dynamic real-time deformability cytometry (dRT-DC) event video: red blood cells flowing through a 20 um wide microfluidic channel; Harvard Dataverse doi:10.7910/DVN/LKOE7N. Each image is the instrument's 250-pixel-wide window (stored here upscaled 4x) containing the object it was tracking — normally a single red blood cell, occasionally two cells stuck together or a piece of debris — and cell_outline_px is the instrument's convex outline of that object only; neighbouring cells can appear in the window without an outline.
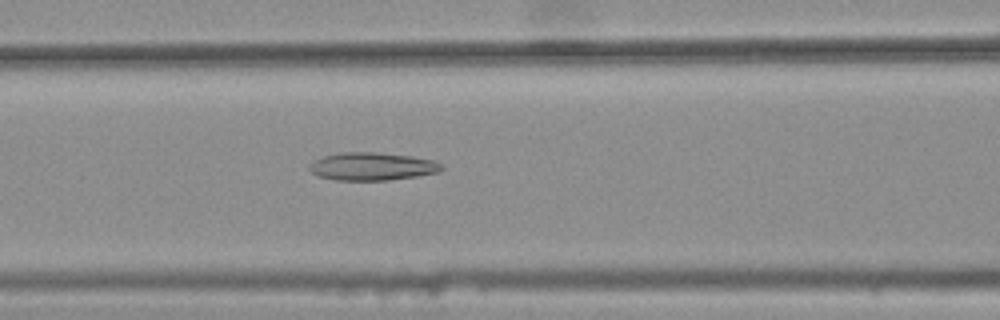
{"species": "common noctule bat (a hibernating species)", "species_latin": "Nyctalus noctula", "temperature_condition": "warm", "stored_images_in_passage": 38, "camera_frame_rate_fps": 3000, "um_per_image_px": 0.085, "animal": {"sex": "female", "body_mass_g": 25.1}, "frame": {"image": 1, "passage_image": 14, "time_ms": 4.333, "image_size_px": [1000, 320], "cell_outline_px": [[444, 168], [436, 172], [416, 176], [388, 180], [336, 180], [320, 176], [312, 172], [308, 168], [312, 160], [324, 156], [340, 152], [376, 152], [412, 156], [432, 160], [440, 164]], "centroid_in_image_um": [31.59, 14.14], "position_along_channel_um": 135.0, "area_um2": 21.33}}
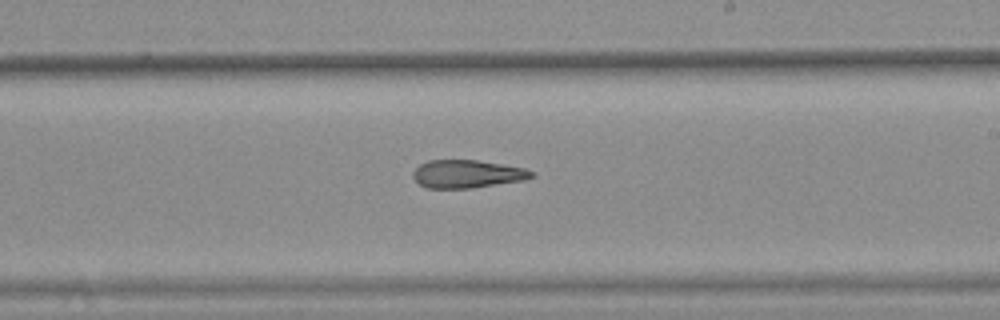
{"frame": {"image": 2, "passage_image": 23, "time_ms": 7.333, "image_size_px": [1000, 320], "cell_outline_px": [[536, 176], [524, 180], [472, 188], [428, 188], [420, 184], [412, 176], [412, 172], [420, 164], [428, 160], [476, 160], [524, 168], [536, 172]], "centroid_in_image_um": [39.73, 14.78], "position_along_channel_um": 249.3, "area_um2": 19.31}}
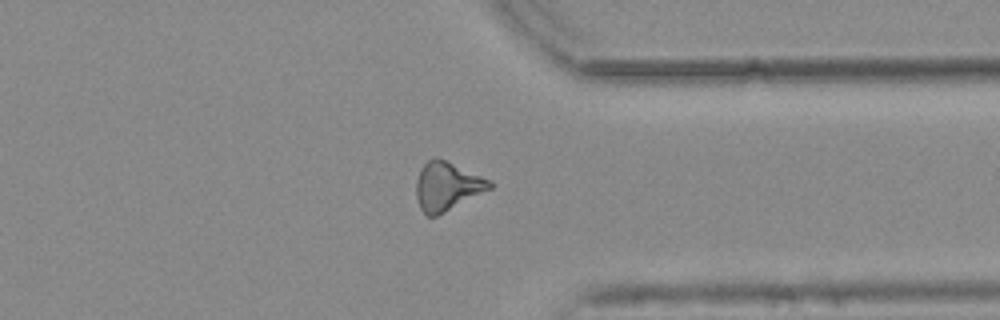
{"frame": {"image": 3, "passage_image": 33, "time_ms": 10.667, "image_size_px": [1000, 320], "cell_outline_px": [[492, 188], [436, 216], [428, 216], [420, 208], [416, 196], [416, 180], [420, 168], [428, 160], [436, 156], [492, 180]], "centroid_in_image_um": [37.99, 15.81], "position_along_channel_um": 373.4, "area_um2": 20.69}, "authors_computed_cell_mechanics": {"area_um2": 20.4323, "velocity_mm_per_s": 3.8228, "shape_relaxation_time_tau1_ms": null, "shape_relaxation_time_tau2_ms": 7.2859, "deformation_change_tau1": null, "deformation_change_tau2": 0.2201}}